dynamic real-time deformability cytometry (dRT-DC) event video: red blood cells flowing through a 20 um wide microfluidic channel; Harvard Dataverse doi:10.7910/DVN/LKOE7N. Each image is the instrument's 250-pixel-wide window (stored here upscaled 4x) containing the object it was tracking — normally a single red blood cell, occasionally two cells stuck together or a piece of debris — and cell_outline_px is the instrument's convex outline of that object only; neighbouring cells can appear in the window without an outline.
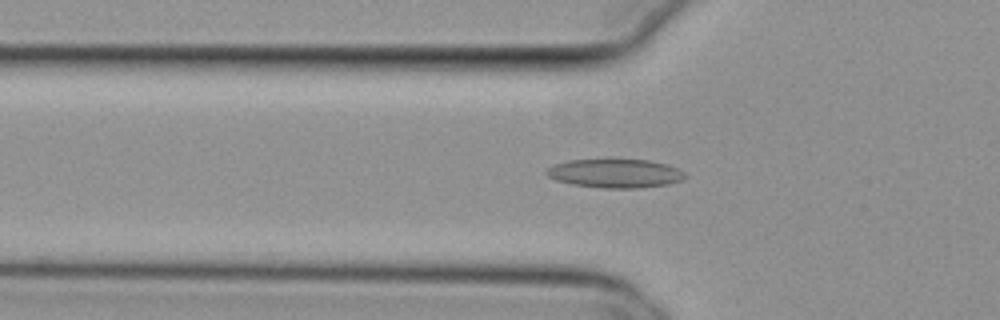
{"species": "common noctule bat (a hibernating species)", "species_latin": "Nyctalus noctula", "temperature_condition": "cold", "stored_images_in_passage": 55, "camera_frame_rate_fps": 3000, "um_per_image_px": 0.085, "animal": {"sex": "female", "body_mass_g": 29.2, "forearm_length_mm": 56.3}, "frame": {"image": 1, "passage_image": 19, "time_ms": 6.0, "image_size_px": [1000, 320], "cell_outline_px": [[688, 176], [680, 180], [668, 184], [640, 188], [600, 188], [572, 184], [556, 180], [548, 176], [544, 172], [552, 164], [568, 160], [612, 156], [648, 160], [668, 164], [684, 172]], "centroid_in_image_um": [52.25, 14.68], "position_along_channel_um": 73.6, "area_um2": 24.39}}
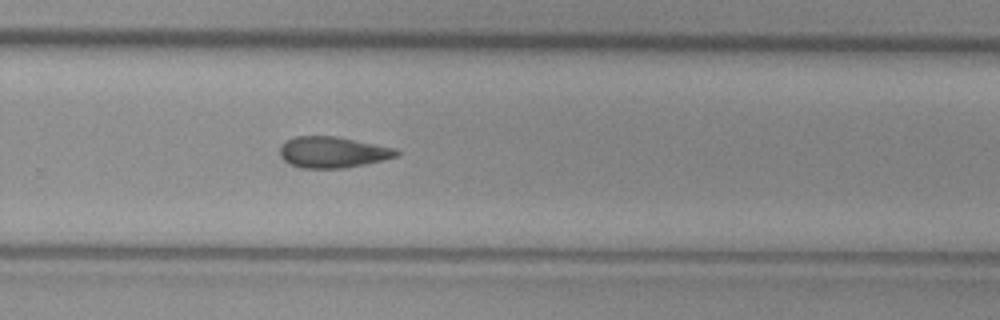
{"frame": {"image": 2, "passage_image": 37, "time_ms": 12.0, "image_size_px": [1000, 320], "cell_outline_px": [[400, 152], [396, 156], [364, 164], [344, 168], [300, 168], [288, 164], [280, 156], [280, 144], [296, 136], [336, 136], [396, 148]], "centroid_in_image_um": [28.24, 12.93], "position_along_channel_um": 301.6, "area_um2": 21.1}}
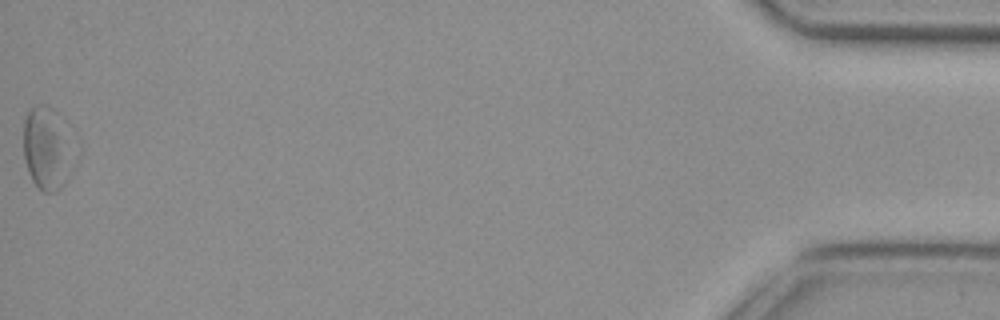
{"frame": {"image": 3, "passage_image": 55, "time_ms": 18.0, "image_size_px": [1000, 320], "cell_outline_px": [[64, 184], [56, 192], [44, 192], [32, 180], [28, 172], [24, 160], [24, 120], [28, 108], [36, 104], [44, 104], [52, 108], [64, 120]], "centroid_in_image_um": [3.79, 12.52], "position_along_channel_um": 431.4, "area_um2": 22.08}}